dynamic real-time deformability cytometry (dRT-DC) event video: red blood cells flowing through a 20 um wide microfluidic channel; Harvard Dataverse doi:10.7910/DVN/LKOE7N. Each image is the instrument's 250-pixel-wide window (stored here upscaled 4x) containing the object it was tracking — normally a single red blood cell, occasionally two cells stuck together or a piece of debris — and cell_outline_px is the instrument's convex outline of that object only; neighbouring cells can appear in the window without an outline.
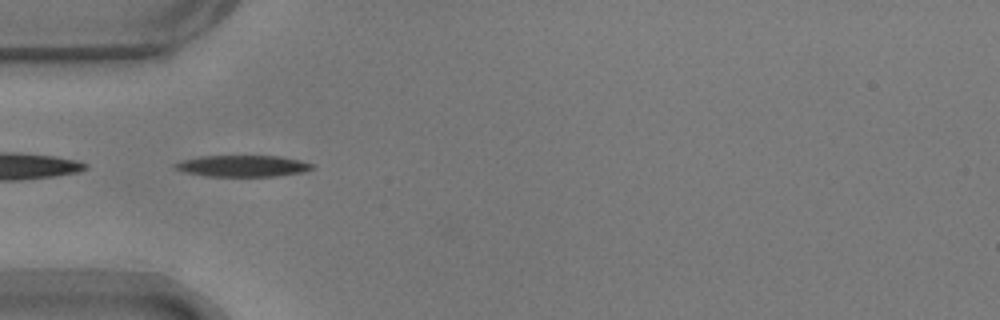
{"species": "common noctule bat (a hibernating species)", "species_latin": "Nyctalus noctula", "temperature_condition": "warm", "stored_images_in_passage": 39, "camera_frame_rate_fps": 3000, "um_per_image_px": 0.085, "animal": {"sex": "male", "body_mass_g": 17.9}, "frame": {"image": 1, "passage_image": 1, "time_ms": 0.0, "image_size_px": [1000, 320], "cell_outline_px": [[316, 168], [304, 172], [276, 176], [208, 176], [188, 172], [176, 168], [172, 164], [184, 160], [200, 156], [280, 156], [300, 160], [312, 164]], "centroid_in_image_um": [20.7, 14.1], "position_along_channel_um": 64.3, "area_um2": 16.94}}
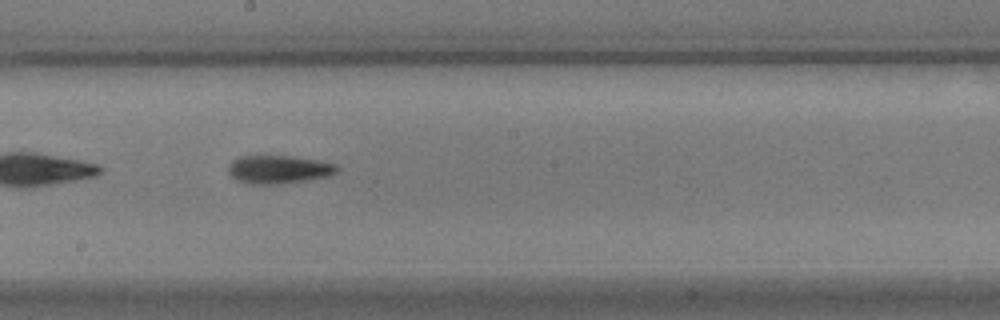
{"frame": {"image": 2, "passage_image": 14, "time_ms": 4.333, "image_size_px": [1000, 320], "cell_outline_px": [[340, 168], [332, 176], [308, 180], [280, 184], [248, 184], [236, 180], [228, 172], [228, 164], [232, 160], [240, 156], [292, 156], [316, 160], [336, 164]], "centroid_in_image_um": [23.69, 14.41], "position_along_channel_um": 224.5, "area_um2": 18.09}}
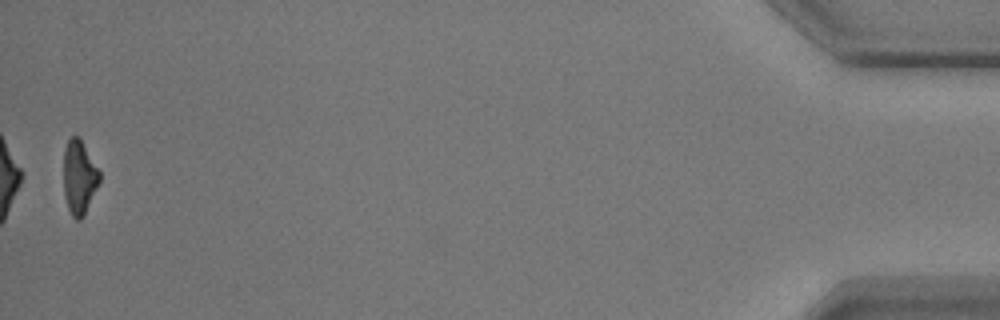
{"frame": {"image": 3, "passage_image": 38, "time_ms": 12.333, "image_size_px": [1000, 320], "cell_outline_px": [[100, 180], [84, 216], [80, 220], [76, 220], [72, 216], [68, 208], [64, 196], [64, 148], [68, 140], [72, 136], [80, 136], [100, 172]], "centroid_in_image_um": [6.73, 15.05], "position_along_channel_um": 428.5, "area_um2": 15.55}, "authors_computed_cell_mechanics": {"area_um2": 16.9932, "velocity_mm_per_s": 3.7042, "shape_relaxation_time_tau1_ms": 4.3872, "shape_relaxation_time_tau2_ms": null, "deformation_change_tau1": 0.202, "deformation_change_tau2": null}}